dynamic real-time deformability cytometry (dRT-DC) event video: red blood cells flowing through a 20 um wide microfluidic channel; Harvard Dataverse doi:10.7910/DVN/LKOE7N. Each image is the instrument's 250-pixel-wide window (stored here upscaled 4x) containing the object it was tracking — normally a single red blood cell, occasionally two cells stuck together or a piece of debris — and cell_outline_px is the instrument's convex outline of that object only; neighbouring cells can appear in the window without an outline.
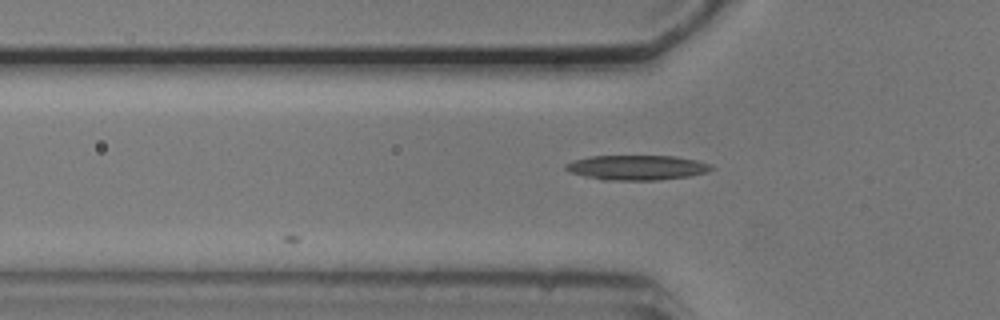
{"species": "common noctule bat (a hibernating species)", "species_latin": "Nyctalus noctula", "temperature_condition": "cold", "stored_images_in_passage": 27, "camera_frame_rate_fps": 3000, "um_per_image_px": 0.085, "animal": {"sex": "male", "body_mass_g": 20.5, "forearm_length_mm": 52.5}, "frame": {"image": 1, "passage_image": 3, "time_ms": 0.667, "image_size_px": [1000, 320], "cell_outline_px": [[716, 168], [708, 172], [688, 176], [660, 180], [600, 180], [568, 172], [564, 168], [564, 164], [572, 160], [592, 156], [676, 156], [696, 160], [712, 164]], "centroid_in_image_um": [54.13, 14.24], "position_along_channel_um": 71.7, "area_um2": 21.39}}
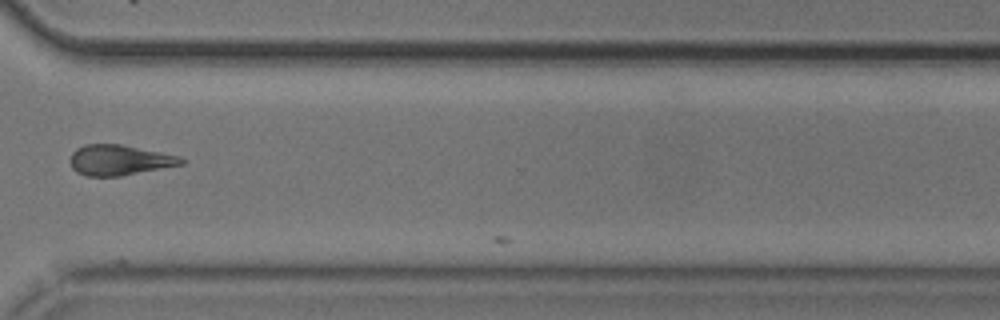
{"frame": {"image": 2, "passage_image": 26, "time_ms": 8.333, "image_size_px": [1000, 320], "cell_outline_px": [[184, 164], [120, 176], [84, 176], [76, 172], [72, 168], [68, 160], [72, 152], [76, 148], [84, 144], [120, 144], [180, 156], [184, 160]], "centroid_in_image_um": [10.09, 13.61], "position_along_channel_um": 360.5, "area_um2": 19.77}}